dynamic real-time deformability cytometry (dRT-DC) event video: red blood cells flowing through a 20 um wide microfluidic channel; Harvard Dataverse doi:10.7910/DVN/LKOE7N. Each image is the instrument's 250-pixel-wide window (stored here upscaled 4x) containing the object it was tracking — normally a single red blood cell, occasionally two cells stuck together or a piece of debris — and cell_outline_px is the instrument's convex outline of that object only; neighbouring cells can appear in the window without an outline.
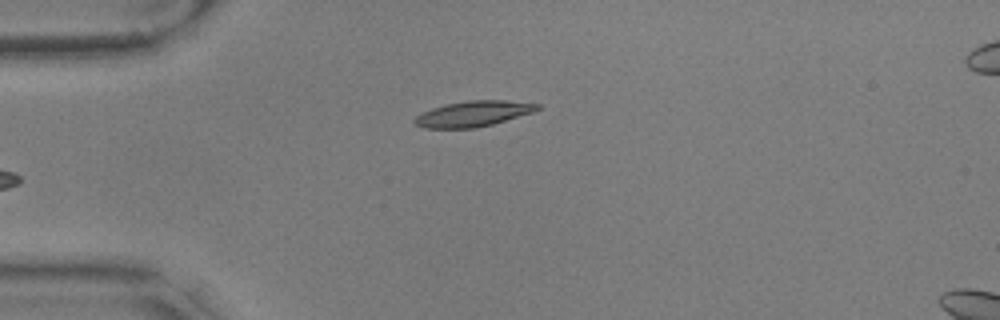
{"species": "common noctule bat (a hibernating species)", "species_latin": "Nyctalus noctula", "temperature_condition": "warm", "stored_images_in_passage": 39, "camera_frame_rate_fps": 3000, "um_per_image_px": 0.085, "animal": {"sex": "male", "body_mass_g": 17.9, "forearm_length_mm": 54.2}, "frame": {"image": 1, "passage_image": 1, "time_ms": 0.0, "image_size_px": [1000, 320], "cell_outline_px": [[540, 108], [532, 112], [492, 124], [476, 128], [424, 128], [416, 124], [412, 120], [416, 116], [432, 108], [448, 104], [468, 100], [504, 100], [540, 104]], "centroid_in_image_um": [40.21, 9.67], "position_along_channel_um": 44.8, "area_um2": 18.03}}
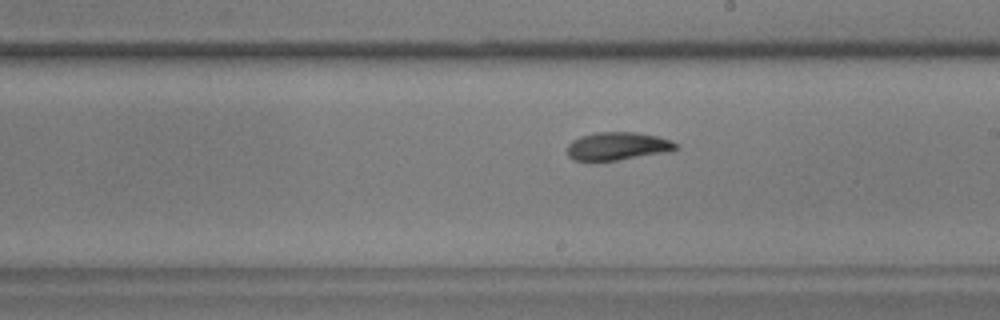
{"frame": {"image": 2, "passage_image": 19, "time_ms": 6.0, "image_size_px": [1000, 320], "cell_outline_px": [[680, 148], [672, 152], [616, 160], [572, 160], [568, 156], [568, 144], [572, 140], [580, 136], [596, 132], [636, 132], [660, 136], [672, 140], [680, 144]], "centroid_in_image_um": [52.59, 12.41], "position_along_channel_um": 236.4, "area_um2": 18.09}}
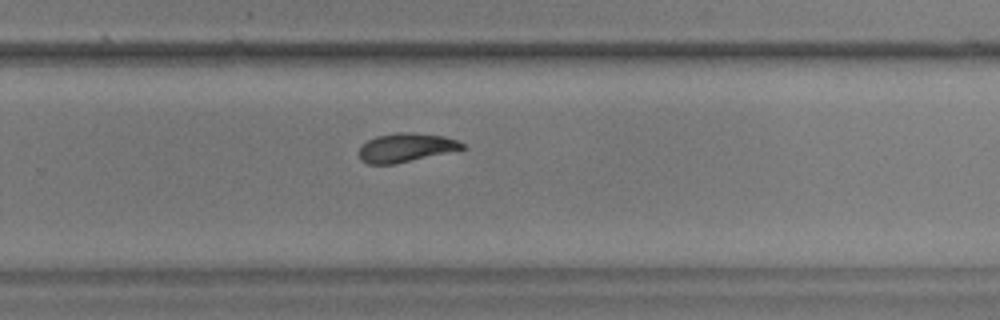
{"frame": {"image": 3, "passage_image": 24, "time_ms": 7.667, "image_size_px": [1000, 320], "cell_outline_px": [[468, 148], [396, 164], [368, 164], [360, 160], [356, 152], [368, 140], [376, 136], [396, 132], [412, 132], [444, 136], [456, 140], [464, 144]], "centroid_in_image_um": [34.49, 12.55], "position_along_channel_um": 295.3, "area_um2": 17.57}, "authors_computed_cell_mechanics": {"area_um2": 17.6868, "velocity_mm_per_s": 3.5354, "shape_relaxation_time_tau1_ms": 6.1873, "shape_relaxation_time_tau2_ms": 2.8428, "deformation_change_tau1": 0.17, "deformation_change_tau2": 0.0776}}